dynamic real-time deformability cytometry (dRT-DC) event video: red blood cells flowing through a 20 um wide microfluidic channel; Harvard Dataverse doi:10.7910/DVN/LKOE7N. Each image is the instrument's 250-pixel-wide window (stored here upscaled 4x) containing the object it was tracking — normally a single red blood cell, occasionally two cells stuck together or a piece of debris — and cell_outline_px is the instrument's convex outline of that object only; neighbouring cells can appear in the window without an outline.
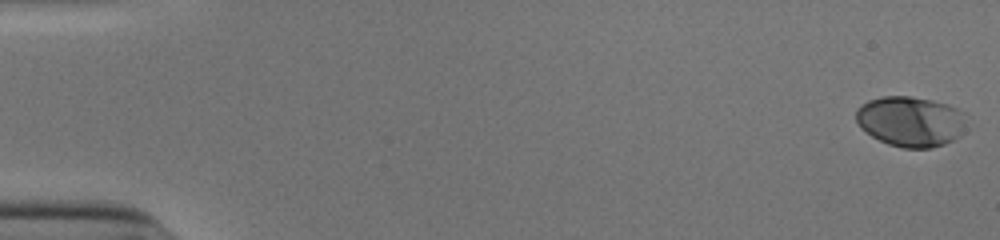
{"species": "human", "species_latin": "Homo sapiens", "temperature_condition": "cold", "stored_images_in_passage": 53, "camera_frame_rate_fps": 3000, "um_per_image_px": 0.085, "donor": {"sex": "male"}, "frame": {"image": 1, "passage_image": 1, "time_ms": 0.0, "image_size_px": [1000, 240], "cell_outline_px": [[968, 112], [960, 136], [944, 144], [932, 148], [904, 148], [888, 144], [872, 136], [856, 120], [856, 108], [860, 104], [868, 100], [884, 96], [912, 96], [932, 100], [948, 104]], "centroid_in_image_um": [77.44, 10.3], "position_along_channel_um": 7.6, "area_um2": 32.54}}
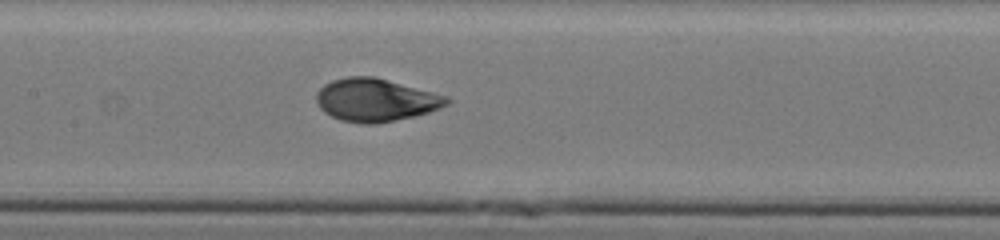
{"frame": {"image": 2, "passage_image": 27, "time_ms": 8.667, "image_size_px": [1000, 240], "cell_outline_px": [[452, 100], [448, 104], [440, 108], [416, 116], [376, 124], [364, 124], [340, 120], [324, 112], [316, 104], [316, 92], [324, 84], [332, 80], [348, 76], [376, 76], [448, 96]], "centroid_in_image_um": [31.93, 8.49], "position_along_channel_um": 175.5, "area_um2": 32.95}}
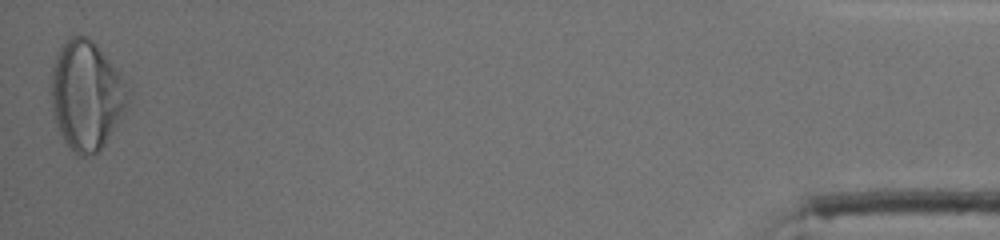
{"frame": {"image": 3, "passage_image": 53, "time_ms": 17.333, "image_size_px": [1000, 240], "cell_outline_px": [[132, 88], [124, 108], [100, 152], [84, 156], [76, 156], [64, 140], [60, 132], [52, 108], [52, 64], [60, 44], [72, 36], [84, 36], [92, 40], [120, 72]], "centroid_in_image_um": [7.34, 8.07], "position_along_channel_um": 427.9, "area_um2": 48.55}, "authors_computed_cell_mechanics": {"area_um2": 32.368, "velocity_mm_per_s": 3.8985, "shape_relaxation_time_tau1_ms": 3.4354, "shape_relaxation_time_tau2_ms": null, "deformation_change_tau1": 0.1665, "deformation_change_tau2": null}}